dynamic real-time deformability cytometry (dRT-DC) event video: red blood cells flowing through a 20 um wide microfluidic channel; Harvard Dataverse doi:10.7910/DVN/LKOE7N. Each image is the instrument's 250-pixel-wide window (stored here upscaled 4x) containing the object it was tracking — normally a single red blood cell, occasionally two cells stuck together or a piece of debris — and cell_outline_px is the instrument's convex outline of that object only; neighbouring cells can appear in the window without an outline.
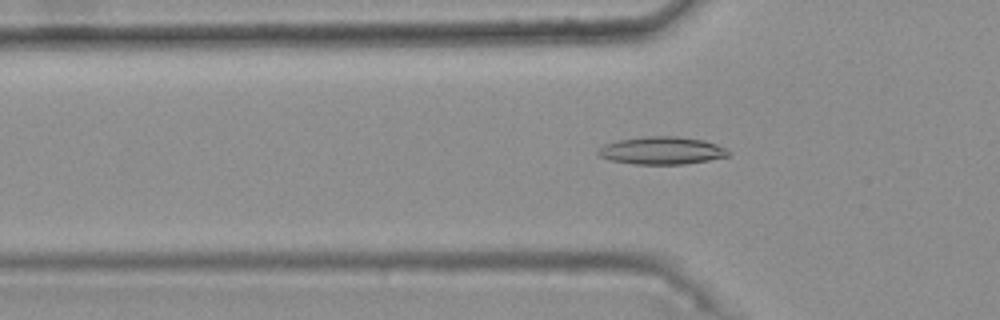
{"species": "common noctule bat (a hibernating species)", "species_latin": "Nyctalus noctula", "temperature_condition": "warm", "stored_images_in_passage": 47, "camera_frame_rate_fps": 3000, "um_per_image_px": 0.085, "animal": {"sex": "female", "body_mass_g": 25.1}, "frame": {"image": 1, "passage_image": 17, "time_ms": 5.333, "image_size_px": [1000, 320], "cell_outline_px": [[732, 152], [728, 156], [708, 160], [684, 164], [636, 164], [612, 160], [600, 156], [596, 152], [604, 144], [620, 140], [644, 136], [676, 136], [704, 140], [716, 144]], "centroid_in_image_um": [56.27, 12.79], "position_along_channel_um": 69.5, "area_um2": 20.81}}
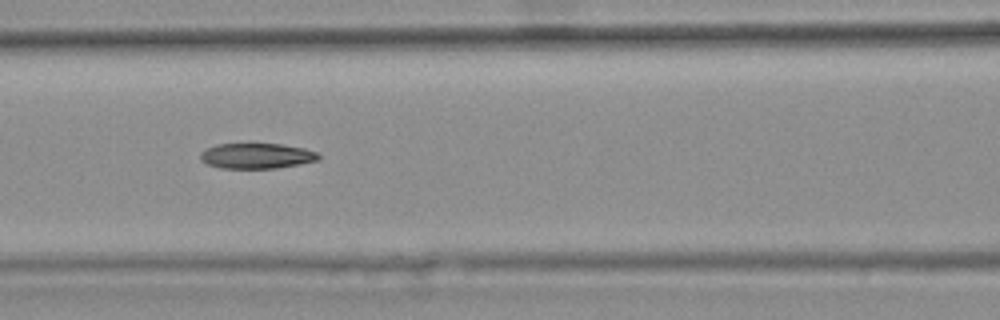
{"frame": {"image": 2, "passage_image": 23, "time_ms": 7.333, "image_size_px": [1000, 320], "cell_outline_px": [[320, 160], [300, 164], [276, 168], [220, 168], [208, 164], [200, 160], [200, 152], [216, 144], [280, 144], [304, 148], [316, 152], [320, 156]], "centroid_in_image_um": [21.82, 13.25], "position_along_channel_um": 144.8, "area_um2": 17.46}}
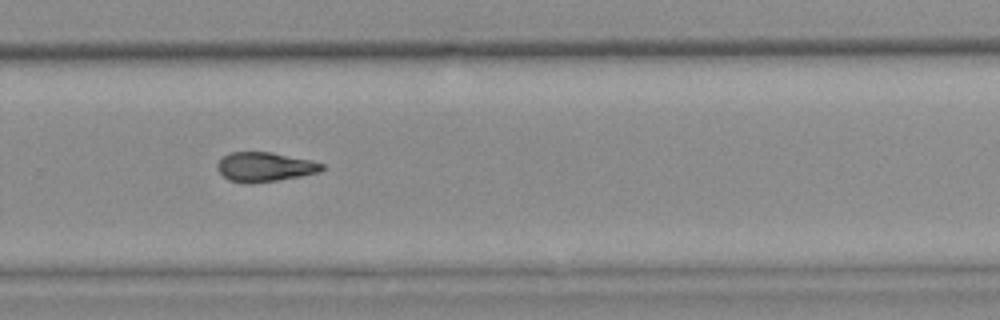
{"frame": {"image": 3, "passage_image": 36, "time_ms": 11.667, "image_size_px": [1000, 320], "cell_outline_px": [[324, 168], [320, 172], [300, 176], [276, 180], [248, 184], [244, 184], [228, 180], [216, 168], [216, 164], [228, 152], [272, 152], [308, 160], [324, 164]], "centroid_in_image_um": [22.46, 14.19], "position_along_channel_um": 307.3, "area_um2": 17.86}, "authors_computed_cell_mechanics": {"area_um2": 18.3804, "velocity_mm_per_s": 3.7621, "shape_relaxation_time_tau1_ms": null, "shape_relaxation_time_tau2_ms": 4.457, "deformation_change_tau1": null, "deformation_change_tau2": 0.1277}}